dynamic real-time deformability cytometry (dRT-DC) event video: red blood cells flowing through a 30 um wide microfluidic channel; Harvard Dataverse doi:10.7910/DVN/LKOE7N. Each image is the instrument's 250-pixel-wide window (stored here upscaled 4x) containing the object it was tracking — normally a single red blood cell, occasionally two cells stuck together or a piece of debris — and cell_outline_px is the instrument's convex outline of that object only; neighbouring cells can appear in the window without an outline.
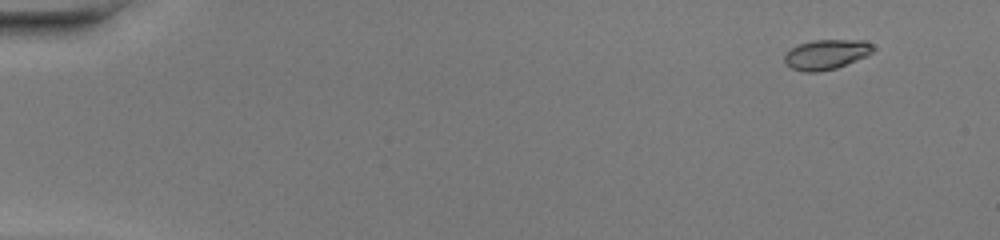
{"species": "common noctule bat (a hibernating species)", "species_latin": "Nyctalus noctula", "temperature_condition": "warm", "stored_images_in_passage": 47, "camera_frame_rate_fps": 3000, "um_per_image_px": 0.085, "animal": {"sex": "female", "body_mass_g": 20.0, "forearm_length_mm": 54.0}, "frame": {"image": 1, "passage_image": 2, "time_ms": 0.333, "image_size_px": [1000, 240], "cell_outline_px": [[876, 48], [868, 56], [836, 68], [820, 72], [804, 72], [792, 68], [784, 64], [784, 56], [796, 44], [812, 40], [864, 40], [872, 44]], "centroid_in_image_um": [70.24, 4.62], "position_along_channel_um": 14.8, "area_um2": 15.66}}
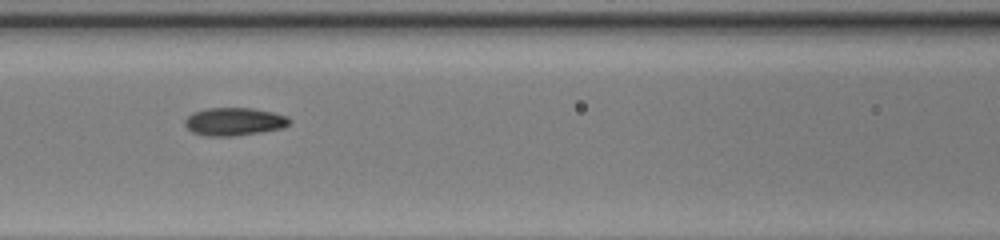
{"frame": {"image": 2, "passage_image": 21, "time_ms": 6.667, "image_size_px": [1000, 240], "cell_outline_px": [[292, 120], [284, 128], [260, 132], [232, 136], [204, 136], [192, 132], [184, 124], [184, 120], [192, 112], [208, 108], [252, 108], [272, 112], [288, 116]], "centroid_in_image_um": [19.9, 10.33], "position_along_channel_um": 146.7, "area_um2": 17.11}}
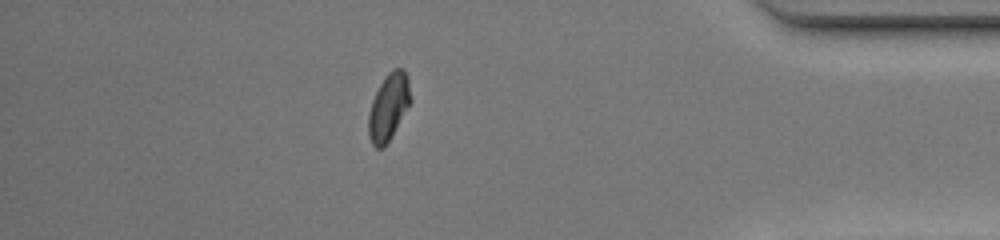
{"frame": {"image": 3, "passage_image": 41, "time_ms": 13.333, "image_size_px": [1000, 240], "cell_outline_px": [[412, 100], [392, 136], [384, 148], [376, 148], [372, 144], [368, 136], [368, 112], [372, 100], [380, 84], [388, 72], [392, 68], [404, 68], [408, 76]], "centroid_in_image_um": [33.04, 9.08], "position_along_channel_um": 402.2, "area_um2": 16.65}, "authors_computed_cell_mechanics": {"area_um2": 16.2418, "velocity_mm_per_s": 4.3322, "shape_relaxation_time_tau1_ms": 8.7903, "shape_relaxation_time_tau2_ms": 0.7232, "deformation_change_tau1": 0.2479, "deformation_change_tau2": 0.037}}